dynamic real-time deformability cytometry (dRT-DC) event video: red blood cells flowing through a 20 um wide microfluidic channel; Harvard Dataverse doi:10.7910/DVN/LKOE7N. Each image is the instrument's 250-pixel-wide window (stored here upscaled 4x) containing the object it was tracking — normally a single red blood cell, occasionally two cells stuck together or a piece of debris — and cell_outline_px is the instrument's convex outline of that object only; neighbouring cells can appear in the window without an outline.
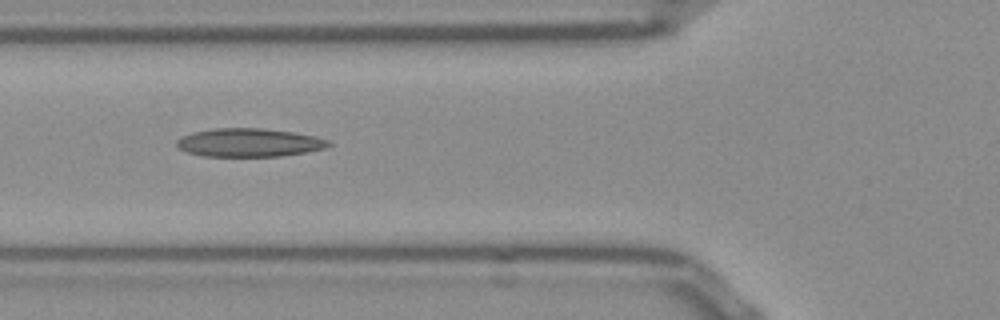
{"species": "Egyptian fruit bat (a non-hibernating species)", "species_latin": "Rousettus aegyptiacus", "temperature_condition": "room temperature", "stored_images_in_passage": 19, "camera_frame_rate_fps": 3000, "um_per_image_px": 0.085, "frame": {"image": 1, "passage_image": 4, "time_ms": 1.0, "image_size_px": [1000, 320], "cell_outline_px": [[332, 144], [324, 148], [304, 152], [280, 156], [204, 156], [188, 152], [176, 148], [176, 140], [180, 136], [192, 132], [216, 128], [264, 128], [292, 132], [316, 136], [328, 140]], "centroid_in_image_um": [21.13, 12.11], "position_along_channel_um": 104.7, "area_um2": 25.14}}